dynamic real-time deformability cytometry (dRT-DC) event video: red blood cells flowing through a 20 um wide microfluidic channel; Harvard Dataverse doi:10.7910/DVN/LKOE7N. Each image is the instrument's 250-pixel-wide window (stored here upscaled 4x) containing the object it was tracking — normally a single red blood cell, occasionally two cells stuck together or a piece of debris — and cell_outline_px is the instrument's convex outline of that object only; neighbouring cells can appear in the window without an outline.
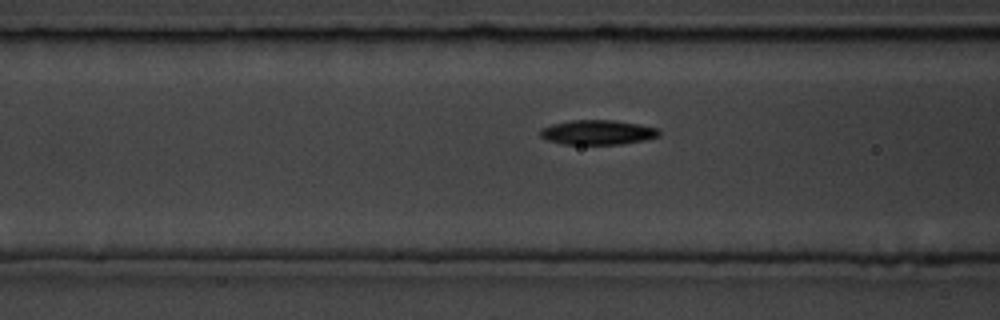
{"species": "common noctule bat (a hibernating species)", "species_latin": "Nyctalus noctula", "temperature_condition": "room temperature", "stored_images_in_passage": 20, "camera_frame_rate_fps": 3000, "um_per_image_px": 0.085, "animal": {"sex": "male", "body_mass_g": 19.5, "forearm_length_mm": 54.6}, "frame": {"image": 1, "passage_image": 18, "time_ms": 5.667, "image_size_px": [1000, 320], "cell_outline_px": [[660, 136], [644, 140], [620, 144], [564, 144], [548, 140], [540, 136], [540, 128], [552, 124], [572, 120], [612, 120], [640, 124], [660, 128]], "centroid_in_image_um": [50.83, 11.24], "position_along_channel_um": 115.8, "area_um2": 17.11}}